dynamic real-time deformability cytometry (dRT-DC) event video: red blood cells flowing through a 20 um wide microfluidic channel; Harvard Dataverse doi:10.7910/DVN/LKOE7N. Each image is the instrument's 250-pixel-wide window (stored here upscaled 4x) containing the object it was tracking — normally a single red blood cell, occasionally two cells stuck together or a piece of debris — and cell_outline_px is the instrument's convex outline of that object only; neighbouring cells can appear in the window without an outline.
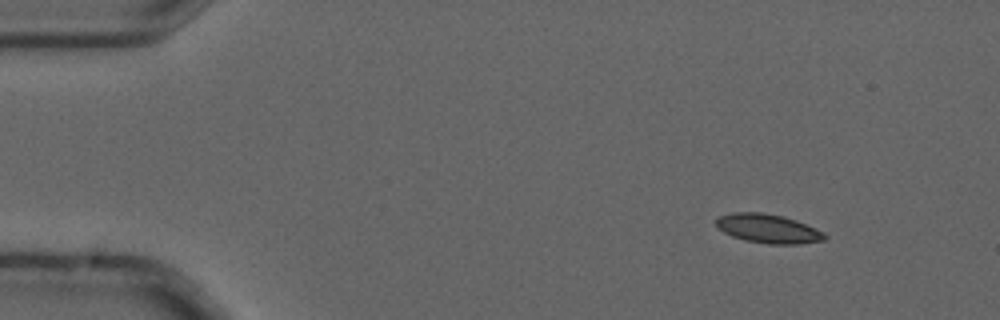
{"species": "common noctule bat (a hibernating species)", "species_latin": "Nyctalus noctula", "temperature_condition": "cold", "stored_images_in_passage": 5, "camera_frame_rate_fps": 3000, "um_per_image_px": 0.085, "animal": {"sex": "male", "forearm_length_mm": 52.5}, "frame": {"image": 1, "passage_image": 2, "time_ms": 0.333, "image_size_px": [1000, 320], "cell_outline_px": [[828, 236], [824, 240], [800, 244], [768, 244], [744, 240], [732, 236], [724, 232], [716, 224], [716, 220], [720, 216], [732, 212], [760, 212], [784, 216], [796, 220], [824, 232]], "centroid_in_image_um": [65.31, 19.43], "position_along_channel_um": 19.7, "area_um2": 18.32}}